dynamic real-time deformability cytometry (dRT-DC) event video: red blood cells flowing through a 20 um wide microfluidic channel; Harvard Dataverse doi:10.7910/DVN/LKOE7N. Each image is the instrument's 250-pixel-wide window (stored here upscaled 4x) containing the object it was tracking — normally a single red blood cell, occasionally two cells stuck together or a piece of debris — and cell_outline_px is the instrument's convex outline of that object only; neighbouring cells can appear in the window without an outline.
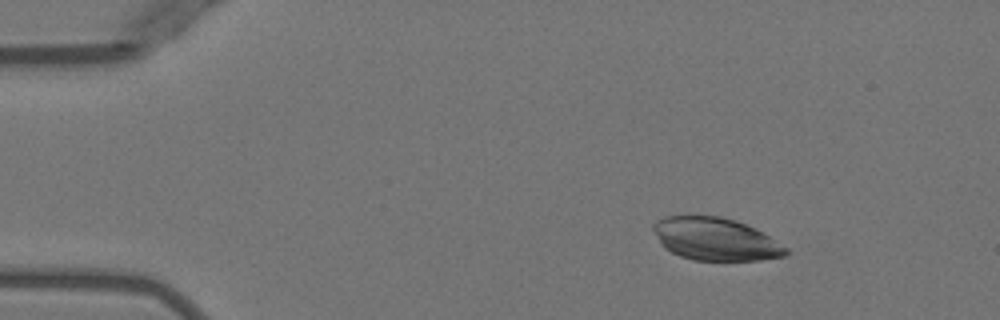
{"species": "Egyptian fruit bat (a non-hibernating species)", "species_latin": "Rousettus aegyptiacus", "temperature_condition": "warm", "stored_images_in_passage": 5, "camera_frame_rate_fps": 3000, "um_per_image_px": 0.085, "animal": {"sex": "female"}, "frame": {"image": 1, "passage_image": 3, "time_ms": 2.333, "image_size_px": [1000, 320], "cell_outline_px": [[788, 256], [760, 260], [692, 260], [680, 256], [664, 248], [652, 228], [652, 224], [656, 220], [668, 216], [720, 216], [736, 220], [768, 236], [788, 248]], "centroid_in_image_um": [60.81, 20.33], "position_along_channel_um": 24.2, "area_um2": 32.71}}